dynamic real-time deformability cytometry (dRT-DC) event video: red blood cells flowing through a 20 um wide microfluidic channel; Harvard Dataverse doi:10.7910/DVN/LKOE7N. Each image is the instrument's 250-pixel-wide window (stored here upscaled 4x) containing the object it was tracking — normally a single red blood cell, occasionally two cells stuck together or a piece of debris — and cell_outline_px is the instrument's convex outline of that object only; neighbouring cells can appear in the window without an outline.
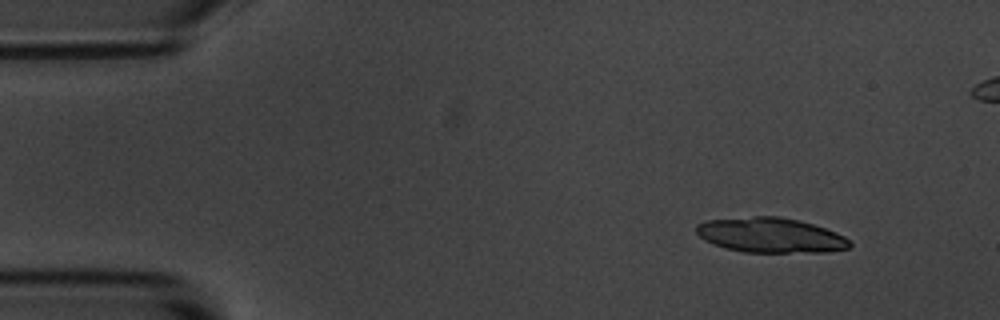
{"species": "common noctule bat (a hibernating species)", "species_latin": "Nyctalus noctula", "temperature_condition": "room temperature", "stored_images_in_passage": 50, "camera_frame_rate_fps": 3000, "um_per_image_px": 0.085, "animal": {"sex": "male", "body_mass_g": 20.1, "forearm_length_mm": 53.5}, "frame": {"image": 1, "passage_image": 1, "time_ms": 0.0, "image_size_px": [1000, 320], "cell_outline_px": [[852, 244], [848, 248], [828, 252], [744, 252], [724, 248], [704, 240], [696, 232], [696, 224], [704, 220], [752, 216], [776, 216], [800, 220], [836, 232], [844, 236]], "centroid_in_image_um": [65.47, 19.99], "position_along_channel_um": 19.5, "area_um2": 31.33}, "authors_computed_cell_mechanics": {"area_um2": 18.5827, "velocity_mm_per_s": 3.6271, "shape_relaxation_time_tau1_ms": 2.63, "shape_relaxation_time_tau2_ms": 5.4296, "deformation_change_tau1": 0.1214, "deformation_change_tau2": 0.096}}